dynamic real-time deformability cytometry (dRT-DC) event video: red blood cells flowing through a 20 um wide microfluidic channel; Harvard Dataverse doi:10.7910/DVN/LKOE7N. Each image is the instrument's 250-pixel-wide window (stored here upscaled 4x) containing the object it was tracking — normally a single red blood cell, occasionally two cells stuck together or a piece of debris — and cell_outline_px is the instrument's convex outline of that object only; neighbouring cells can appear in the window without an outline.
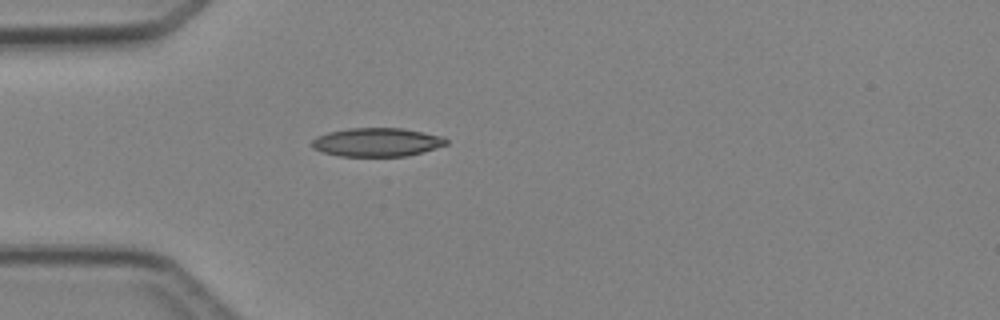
{"species": "Egyptian fruit bat (a non-hibernating species)", "species_latin": "Rousettus aegyptiacus", "temperature_condition": "cold", "stored_images_in_passage": 4, "camera_frame_rate_fps": 3000, "um_per_image_px": 0.085, "animal": {"sex": "female"}, "frame": {"image": 1, "passage_image": 4, "time_ms": 4.333, "image_size_px": [1000, 320], "cell_outline_px": [[448, 144], [408, 156], [340, 156], [324, 152], [312, 148], [308, 144], [316, 136], [328, 132], [348, 128], [404, 128], [444, 136], [448, 140]], "centroid_in_image_um": [32.02, 12.08], "position_along_channel_um": 53.0, "area_um2": 22.6}}